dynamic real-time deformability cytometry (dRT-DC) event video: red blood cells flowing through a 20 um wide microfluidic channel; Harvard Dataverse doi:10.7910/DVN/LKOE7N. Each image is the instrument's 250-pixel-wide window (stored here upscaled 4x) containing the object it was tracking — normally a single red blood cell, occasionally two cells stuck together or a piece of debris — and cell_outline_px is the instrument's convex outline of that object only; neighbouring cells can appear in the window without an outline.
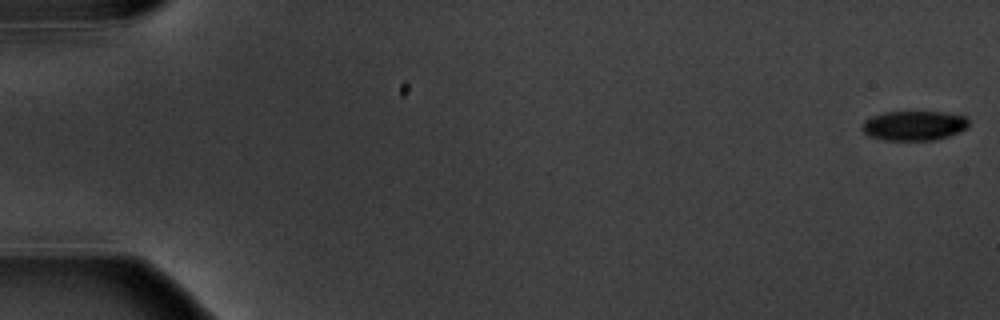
{"species": "common noctule bat (a hibernating species)", "species_latin": "Nyctalus noctula", "temperature_condition": "warm", "stored_images_in_passage": 6, "segment_of_instrument_passage": [1, 2], "camera_frame_rate_fps": 3000, "um_per_image_px": 0.085, "animal": {"sex": "male", "body_mass_g": 20.1, "forearm_length_mm": 53.5}, "frame": {"image": 1, "passage_image": 1, "time_ms": 0.0, "image_size_px": [1000, 320], "cell_outline_px": [[968, 128], [960, 132], [936, 140], [884, 140], [868, 136], [860, 128], [864, 120], [872, 116], [884, 112], [944, 112], [964, 116], [968, 120]], "centroid_in_image_um": [77.67, 10.68], "position_along_channel_um": 7.3, "area_um2": 18.55}}
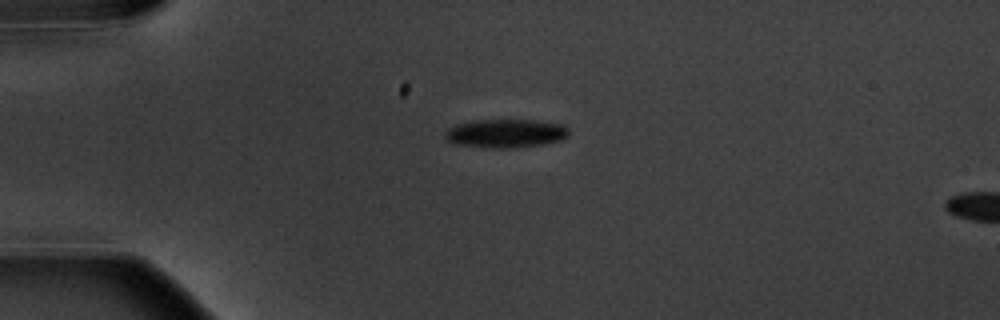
{"frame": {"image": 2, "passage_image": 5, "time_ms": 4.667, "image_size_px": [1000, 320], "cell_outline_px": [[568, 136], [560, 140], [544, 144], [516, 148], [484, 148], [456, 144], [448, 140], [444, 136], [444, 132], [448, 128], [456, 124], [476, 120], [536, 120], [564, 124], [568, 128]], "centroid_in_image_um": [42.98, 11.34], "position_along_channel_um": 42.0, "area_um2": 20.87}}